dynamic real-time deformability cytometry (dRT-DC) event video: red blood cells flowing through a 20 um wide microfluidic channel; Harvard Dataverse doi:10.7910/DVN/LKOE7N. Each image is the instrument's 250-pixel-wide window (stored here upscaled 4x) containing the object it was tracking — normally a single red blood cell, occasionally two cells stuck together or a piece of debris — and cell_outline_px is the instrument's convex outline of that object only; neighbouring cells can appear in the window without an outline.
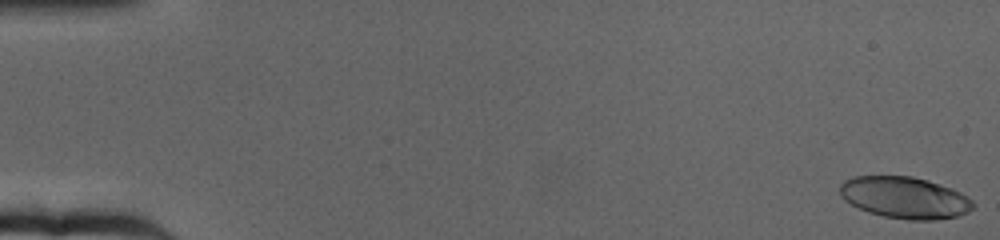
{"species": "human", "species_latin": "Homo sapiens", "temperature_condition": "cold", "stored_images_in_passage": 65, "camera_frame_rate_fps": 3000, "um_per_image_px": 0.085, "donor": {"sex": "female"}, "frame": {"image": 1, "passage_image": 1, "time_ms": 0.0, "image_size_px": [1000, 240], "cell_outline_px": [[976, 204], [968, 212], [960, 216], [936, 220], [908, 220], [884, 216], [868, 212], [844, 200], [840, 196], [840, 184], [844, 180], [852, 176], [912, 176], [928, 180], [960, 192], [968, 196]], "centroid_in_image_um": [76.91, 16.8], "position_along_channel_um": 8.1, "area_um2": 32.48}}
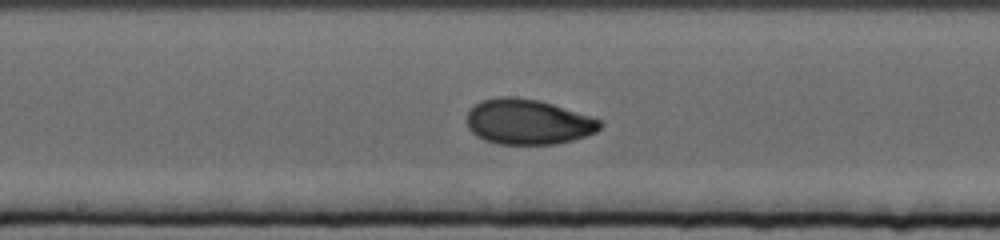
{"frame": {"image": 2, "passage_image": 35, "time_ms": 11.333, "image_size_px": [1000, 240], "cell_outline_px": [[604, 124], [596, 132], [572, 140], [556, 144], [496, 144], [484, 140], [476, 136], [468, 128], [468, 112], [480, 100], [500, 96], [512, 96], [540, 100], [592, 116], [604, 120]], "centroid_in_image_um": [44.91, 10.35], "position_along_channel_um": 203.3, "area_um2": 35.43}}
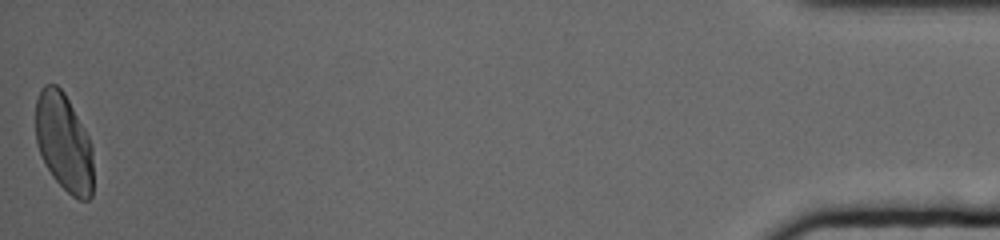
{"frame": {"image": 3, "passage_image": 65, "time_ms": 21.333, "image_size_px": [1000, 240], "cell_outline_px": [[92, 196], [88, 200], [80, 200], [72, 196], [52, 176], [40, 156], [36, 140], [36, 100], [40, 88], [44, 84], [56, 84], [64, 92], [84, 128], [88, 136], [92, 148]], "centroid_in_image_um": [5.41, 12.1], "position_along_channel_um": 429.8, "area_um2": 32.89}, "authors_computed_cell_mechanics": {"area_um2": 33.524, "velocity_mm_per_s": 3.1568, "shape_relaxation_time_tau1_ms": 4.4556, "shape_relaxation_time_tau2_ms": 1.1615, "deformation_change_tau1": 0.1766, "deformation_change_tau2": 0.0442}}